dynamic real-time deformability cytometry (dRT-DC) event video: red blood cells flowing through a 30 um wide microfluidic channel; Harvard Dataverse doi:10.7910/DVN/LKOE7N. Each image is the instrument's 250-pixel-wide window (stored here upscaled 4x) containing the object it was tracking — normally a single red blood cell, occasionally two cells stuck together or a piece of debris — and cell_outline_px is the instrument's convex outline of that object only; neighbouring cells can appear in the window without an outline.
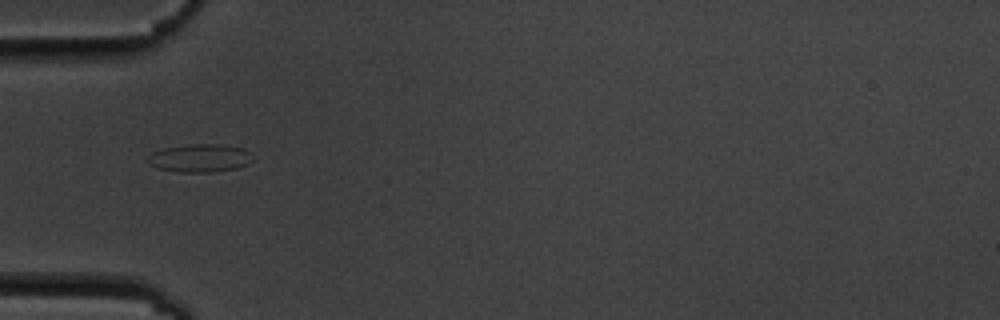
{"species": "common noctule bat (a hibernating species)", "species_latin": "Nyctalus noctula", "temperature_condition": "cold", "stored_images_in_passage": 6, "camera_frame_rate_fps": 3000, "um_per_image_px": 0.085, "animal": {"sex": "male", "body_mass_g": 19.5, "forearm_length_mm": 54.6}, "frame": {"image": 1, "passage_image": 1, "time_ms": 0.0, "image_size_px": [1000, 320], "cell_outline_px": [[256, 156], [248, 164], [236, 168], [212, 172], [180, 172], [156, 168], [148, 164], [144, 160], [144, 156], [152, 152], [164, 148], [188, 144], [220, 144], [244, 148]], "centroid_in_image_um": [16.96, 13.43], "position_along_channel_um": 68.0, "area_um2": 17.63}}
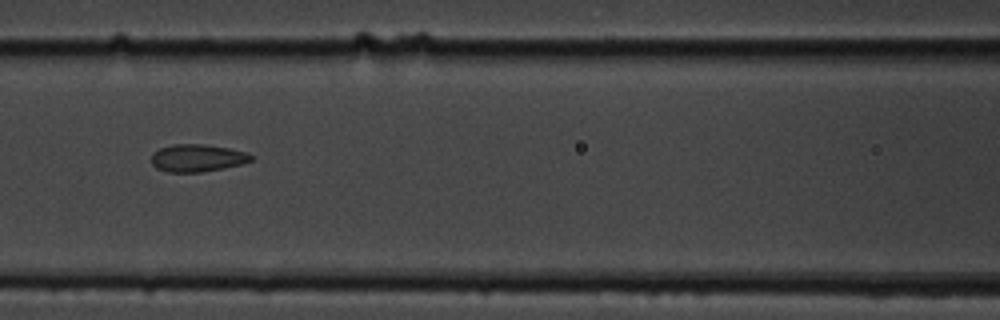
{"frame": {"image": 2, "passage_image": 3, "time_ms": 2.333, "image_size_px": [1000, 320], "cell_outline_px": [[252, 160], [240, 164], [224, 168], [200, 172], [168, 172], [156, 168], [152, 164], [152, 152], [160, 148], [176, 144], [204, 144], [228, 148], [248, 152], [252, 156]], "centroid_in_image_um": [16.76, 13.43], "position_along_channel_um": 149.8, "area_um2": 15.9}}
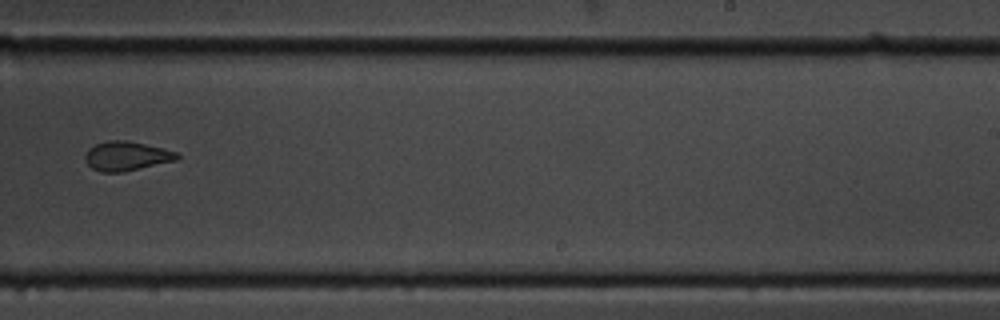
{"frame": {"image": 3, "passage_image": 6, "time_ms": 6.0, "image_size_px": [1000, 320], "cell_outline_px": [[180, 156], [176, 160], [124, 172], [100, 172], [92, 168], [84, 160], [84, 156], [88, 148], [96, 144], [108, 140], [128, 140], [164, 148], [176, 152]], "centroid_in_image_um": [10.73, 13.26], "position_along_channel_um": 278.3, "area_um2": 15.78}}